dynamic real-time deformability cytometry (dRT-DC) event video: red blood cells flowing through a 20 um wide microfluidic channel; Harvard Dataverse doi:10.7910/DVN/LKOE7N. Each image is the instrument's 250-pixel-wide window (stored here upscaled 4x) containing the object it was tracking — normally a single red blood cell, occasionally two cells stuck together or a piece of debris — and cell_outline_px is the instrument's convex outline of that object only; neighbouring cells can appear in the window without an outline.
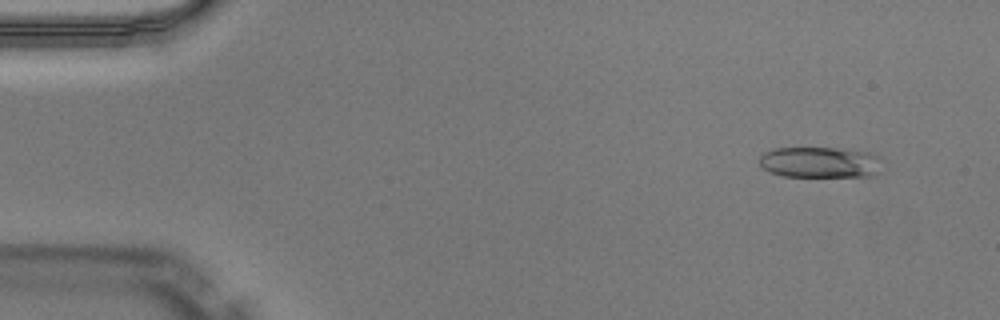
{"species": "Egyptian fruit bat (a non-hibernating species)", "species_latin": "Rousettus aegyptiacus", "temperature_condition": "warm", "stored_images_in_passage": 50, "camera_frame_rate_fps": 3000, "um_per_image_px": 0.085, "animal": {"sex": "male"}, "frame": {"image": 1, "passage_image": 5, "time_ms": 1.333, "image_size_px": [1000, 320], "cell_outline_px": [[876, 172], [872, 176], [784, 176], [768, 172], [760, 164], [760, 156], [764, 152], [772, 148], [832, 148], [868, 152], [876, 156]], "centroid_in_image_um": [69.57, 13.79], "position_along_channel_um": 15.4, "area_um2": 21.56}}
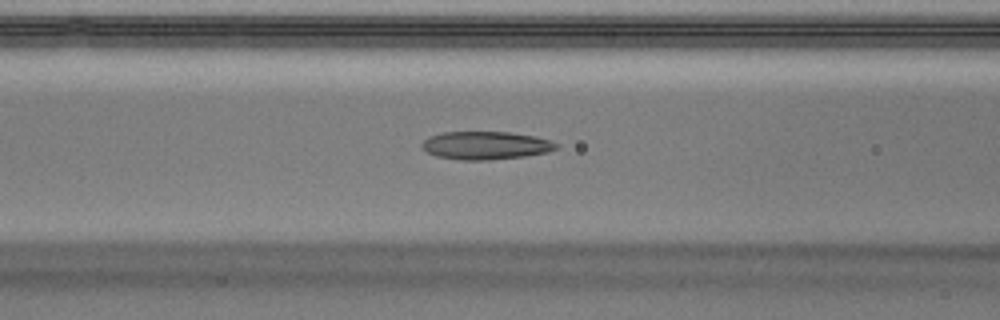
{"frame": {"image": 2, "passage_image": 21, "time_ms": 6.667, "image_size_px": [1000, 320], "cell_outline_px": [[560, 148], [548, 152], [524, 156], [488, 160], [460, 160], [436, 156], [420, 148], [420, 144], [428, 136], [444, 132], [508, 132], [536, 136], [552, 140], [560, 144]], "centroid_in_image_um": [41.31, 12.36], "position_along_channel_um": 125.3, "area_um2": 22.25}}
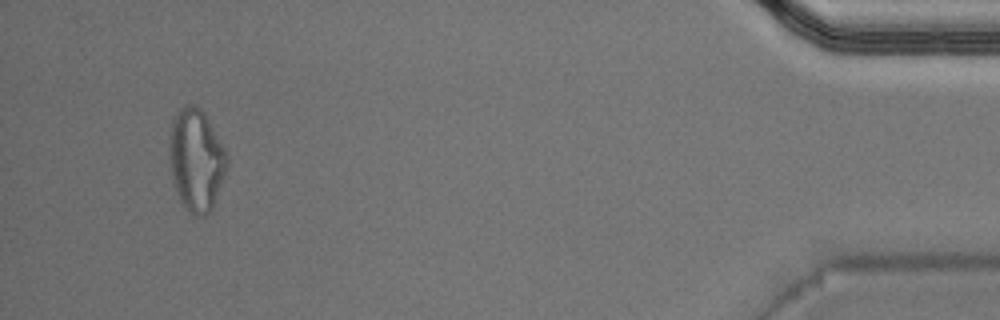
{"frame": {"image": 3, "passage_image": 48, "time_ms": 15.667, "image_size_px": [1000, 320], "cell_outline_px": [[228, 164], [224, 176], [212, 208], [204, 216], [196, 216], [180, 200], [176, 192], [172, 180], [168, 156], [168, 140], [172, 120], [176, 112], [184, 104], [192, 104], [200, 108], [204, 112], [224, 148], [228, 156]], "centroid_in_image_um": [16.64, 13.55], "position_along_channel_um": 418.6, "area_um2": 34.39}, "authors_computed_cell_mechanics": {"area_um2": 22.7443, "velocity_mm_per_s": 4.0451, "shape_relaxation_time_tau1_ms": null, "shape_relaxation_time_tau2_ms": 3.2123, "deformation_change_tau1": null, "deformation_change_tau2": 0.1338}}